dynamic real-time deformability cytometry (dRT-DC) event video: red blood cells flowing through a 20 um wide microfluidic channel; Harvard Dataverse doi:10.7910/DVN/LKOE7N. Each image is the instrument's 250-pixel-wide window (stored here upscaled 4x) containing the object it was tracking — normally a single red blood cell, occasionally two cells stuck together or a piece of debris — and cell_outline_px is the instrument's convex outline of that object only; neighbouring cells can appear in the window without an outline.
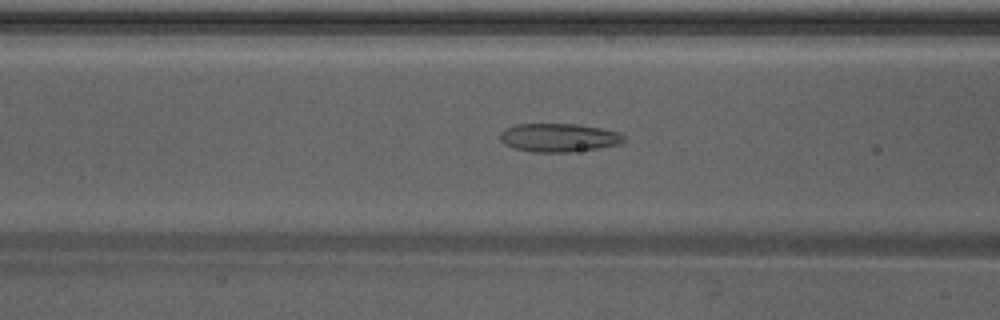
{"species": "Egyptian fruit bat (a non-hibernating species)", "species_latin": "Rousettus aegyptiacus", "temperature_condition": "warm", "stored_images_in_passage": 35, "camera_frame_rate_fps": 3000, "um_per_image_px": 0.085, "animal": {"sex": "male"}, "frame": {"image": 1, "passage_image": 11, "time_ms": 3.333, "image_size_px": [1000, 320], "cell_outline_px": [[624, 140], [620, 144], [572, 152], [532, 152], [512, 148], [504, 144], [500, 140], [500, 132], [516, 124], [576, 124], [600, 128], [620, 132], [624, 136]], "centroid_in_image_um": [47.48, 11.7], "position_along_channel_um": 119.1, "area_um2": 20.52}}
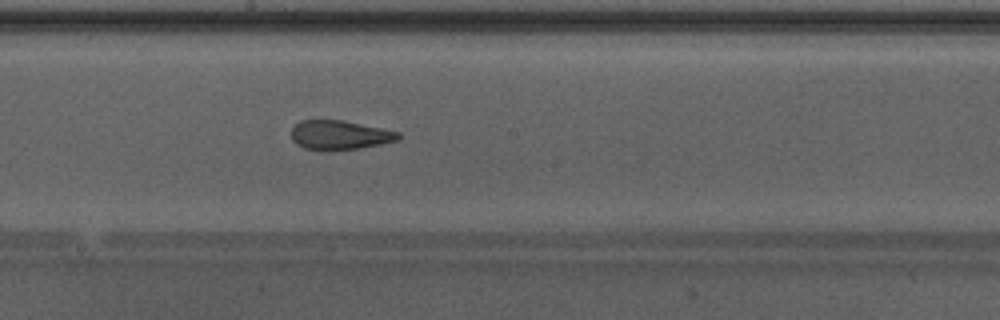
{"frame": {"image": 2, "passage_image": 18, "time_ms": 5.667, "image_size_px": [1000, 320], "cell_outline_px": [[400, 140], [360, 148], [328, 152], [320, 152], [304, 148], [296, 144], [292, 140], [292, 128], [300, 120], [344, 120], [400, 132]], "centroid_in_image_um": [28.85, 11.5], "position_along_channel_um": 219.3, "area_um2": 18.67}}
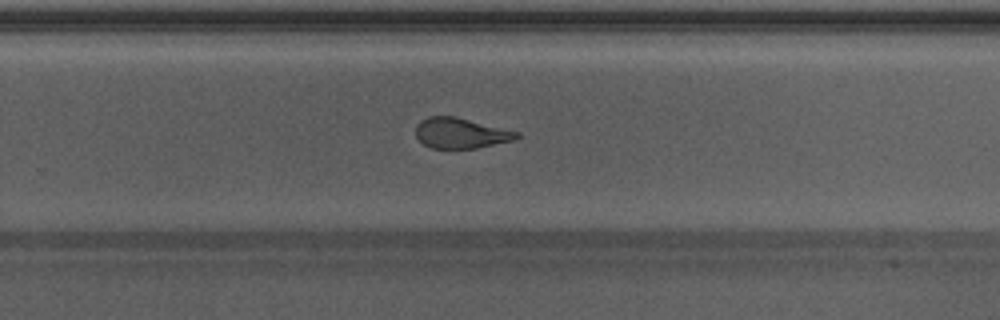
{"frame": {"image": 3, "passage_image": 23, "time_ms": 7.333, "image_size_px": [1000, 320], "cell_outline_px": [[520, 136], [516, 140], [476, 148], [432, 148], [424, 144], [416, 136], [416, 124], [420, 120], [428, 116], [456, 116], [520, 132]], "centroid_in_image_um": [39.18, 11.3], "position_along_channel_um": 290.6, "area_um2": 18.03}, "authors_computed_cell_mechanics": {"area_um2": 19.4208, "velocity_mm_per_s": 4.2947, "shape_relaxation_time_tau1_ms": null, "shape_relaxation_time_tau2_ms": 1.6284, "deformation_change_tau1": null, "deformation_change_tau2": 0.1032}}